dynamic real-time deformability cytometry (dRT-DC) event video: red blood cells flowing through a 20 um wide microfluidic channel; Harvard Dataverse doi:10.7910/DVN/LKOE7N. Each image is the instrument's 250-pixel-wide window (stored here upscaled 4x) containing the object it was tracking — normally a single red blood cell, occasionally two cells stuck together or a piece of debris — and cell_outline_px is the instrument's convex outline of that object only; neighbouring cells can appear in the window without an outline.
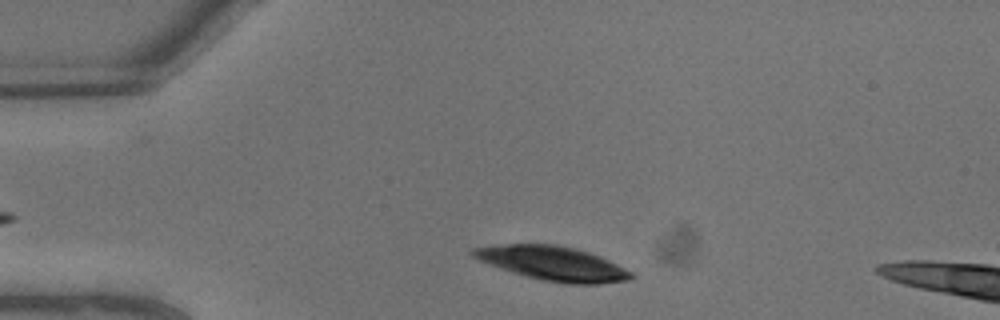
{"species": "common noctule bat (a hibernating species)", "species_latin": "Nyctalus noctula", "temperature_condition": "warm", "stored_images_in_passage": 4, "camera_frame_rate_fps": 3000, "um_per_image_px": 0.085, "animal": {"sex": "male", "body_mass_g": 13.3}, "frame": {"image": 1, "passage_image": 1, "time_ms": 0.0, "image_size_px": [1000, 320], "cell_outline_px": [[636, 276], [628, 280], [596, 284], [568, 284], [544, 280], [524, 276], [500, 268], [480, 260], [472, 256], [468, 252], [472, 248], [504, 244], [556, 244], [588, 252], [600, 256], [632, 272]], "centroid_in_image_um": [46.98, 22.39], "position_along_channel_um": 38.0, "area_um2": 31.27}}
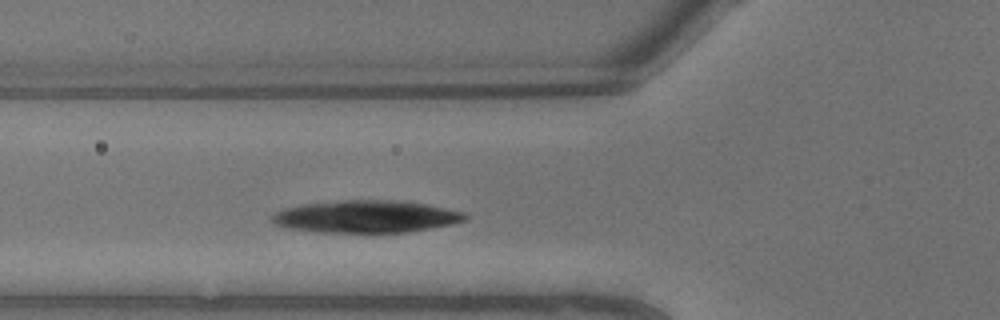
{"frame": {"image": 2, "passage_image": 4, "time_ms": 1.0, "image_size_px": [1000, 320], "cell_outline_px": [[468, 220], [452, 224], [404, 232], [316, 232], [288, 228], [276, 224], [272, 220], [272, 216], [276, 212], [284, 208], [300, 204], [344, 200], [396, 200], [424, 204], [464, 212], [468, 216]], "centroid_in_image_um": [31.1, 18.4], "position_along_channel_um": 94.7, "area_um2": 36.13}}